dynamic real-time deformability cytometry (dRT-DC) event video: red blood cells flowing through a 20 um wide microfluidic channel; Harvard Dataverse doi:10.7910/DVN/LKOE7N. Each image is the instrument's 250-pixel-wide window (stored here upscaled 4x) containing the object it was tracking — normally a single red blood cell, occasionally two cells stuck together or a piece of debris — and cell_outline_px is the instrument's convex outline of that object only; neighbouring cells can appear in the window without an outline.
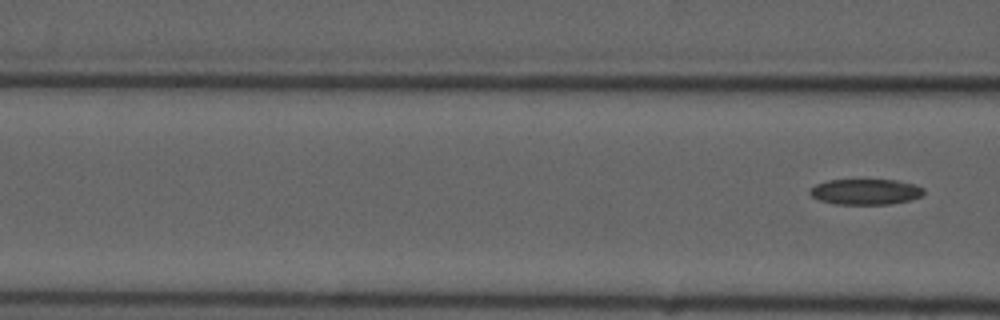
{"species": "common noctule bat (a hibernating species)", "species_latin": "Nyctalus noctula", "temperature_condition": "cold", "stored_images_in_passage": 8, "camera_frame_rate_fps": 3000, "um_per_image_px": 0.085, "animal": {"sex": "male", "forearm_length_mm": 52.5}, "frame": {"image": 1, "passage_image": 8, "time_ms": 9.0, "image_size_px": [1000, 320], "cell_outline_px": [[924, 192], [920, 196], [908, 200], [888, 204], [836, 204], [820, 200], [812, 196], [808, 192], [816, 184], [828, 180], [896, 180], [912, 184], [924, 188]], "centroid_in_image_um": [73.55, 16.3], "position_along_channel_um": 93.1, "area_um2": 16.76}}